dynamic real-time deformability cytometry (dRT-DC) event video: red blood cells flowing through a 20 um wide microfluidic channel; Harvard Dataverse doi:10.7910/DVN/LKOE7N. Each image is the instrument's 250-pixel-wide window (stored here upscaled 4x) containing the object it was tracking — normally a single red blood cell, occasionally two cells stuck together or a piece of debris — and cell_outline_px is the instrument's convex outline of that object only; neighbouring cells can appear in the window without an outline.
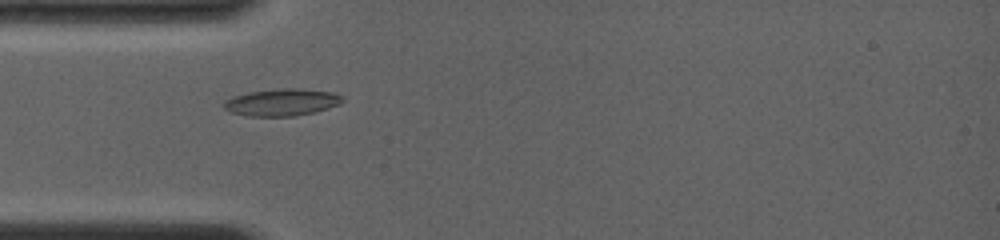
{"species": "common noctule bat (a hibernating species)", "species_latin": "Nyctalus noctula", "temperature_condition": "room temperature", "stored_images_in_passage": 40, "camera_frame_rate_fps": 4000, "um_per_image_px": 0.085, "animal": {"sex": "female", "body_mass_g": 19.0, "forearm_length_mm": 56.7}, "frame": {"image": 1, "passage_image": 13, "time_ms": 4.25, "image_size_px": [1000, 240], "cell_outline_px": [[344, 100], [340, 104], [328, 108], [296, 116], [248, 116], [228, 112], [224, 108], [224, 100], [232, 96], [248, 92], [280, 88], [300, 88], [332, 92], [344, 96]], "centroid_in_image_um": [23.94, 8.69], "position_along_channel_um": 61.1, "area_um2": 18.9}}
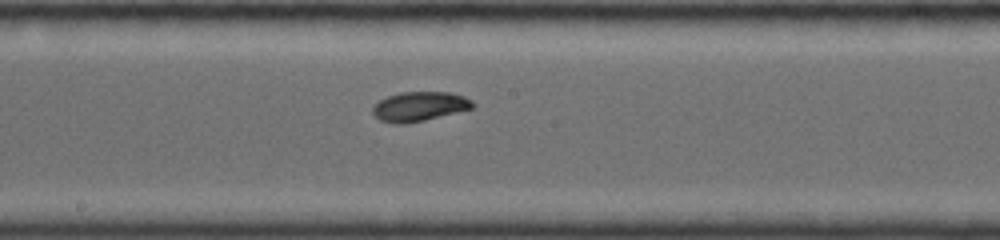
{"frame": {"image": 2, "passage_image": 24, "time_ms": 8.0, "image_size_px": [1000, 240], "cell_outline_px": [[476, 104], [472, 108], [424, 120], [404, 124], [392, 124], [380, 120], [372, 112], [372, 108], [380, 100], [388, 96], [400, 92], [448, 92], [464, 96], [472, 100]], "centroid_in_image_um": [35.64, 9.05], "position_along_channel_um": 212.6, "area_um2": 17.05}}
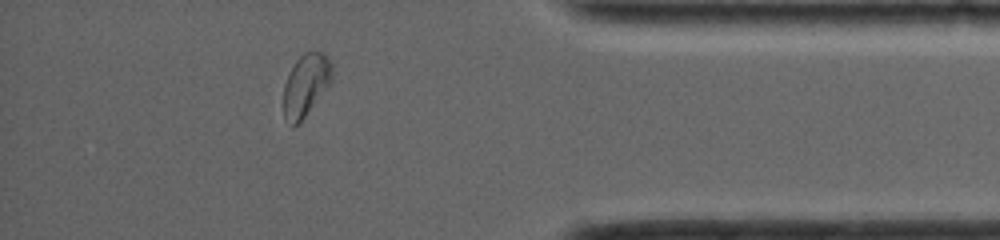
{"frame": {"image": 3, "passage_image": 36, "time_ms": 13.25, "image_size_px": [1000, 240], "cell_outline_px": [[332, 84], [300, 124], [292, 128], [284, 120], [284, 84], [296, 60], [304, 52], [312, 48], [324, 52], [332, 64]], "centroid_in_image_um": [26.03, 7.25], "position_along_channel_um": 409.2, "area_um2": 18.44}, "authors_computed_cell_mechanics": {"area_um2": 17.1666, "velocity_mm_per_s": 4.056, "shape_relaxation_time_tau1_ms": 3.378, "shape_relaxation_time_tau2_ms": 2.0226, "deformation_change_tau1": 0.1259, "deformation_change_tau2": 0.0456}}